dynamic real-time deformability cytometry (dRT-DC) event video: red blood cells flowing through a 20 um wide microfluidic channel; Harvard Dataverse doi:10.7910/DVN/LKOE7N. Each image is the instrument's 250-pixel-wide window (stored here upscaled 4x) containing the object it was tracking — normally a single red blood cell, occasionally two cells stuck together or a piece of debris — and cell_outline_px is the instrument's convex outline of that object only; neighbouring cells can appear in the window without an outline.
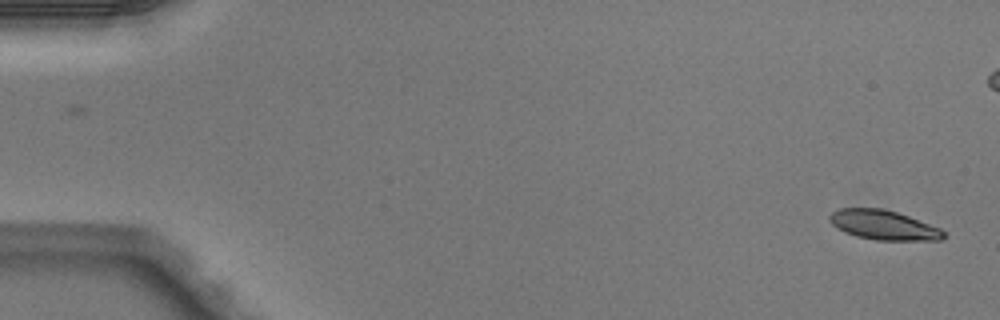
{"species": "Egyptian fruit bat (a non-hibernating species)", "species_latin": "Rousettus aegyptiacus", "temperature_condition": "warm", "stored_images_in_passage": 2, "camera_frame_rate_fps": 3000, "um_per_image_px": 0.085, "animal": {"sex": "male"}, "frame": {"image": 1, "passage_image": 2, "time_ms": 0.333, "image_size_px": [1000, 320], "cell_outline_px": [[944, 236], [940, 240], [876, 240], [856, 236], [844, 232], [836, 228], [828, 220], [828, 216], [832, 212], [840, 208], [884, 208], [908, 216], [940, 228], [944, 232]], "centroid_in_image_um": [75.05, 19.12], "position_along_channel_um": 10.0, "area_um2": 19.59}}